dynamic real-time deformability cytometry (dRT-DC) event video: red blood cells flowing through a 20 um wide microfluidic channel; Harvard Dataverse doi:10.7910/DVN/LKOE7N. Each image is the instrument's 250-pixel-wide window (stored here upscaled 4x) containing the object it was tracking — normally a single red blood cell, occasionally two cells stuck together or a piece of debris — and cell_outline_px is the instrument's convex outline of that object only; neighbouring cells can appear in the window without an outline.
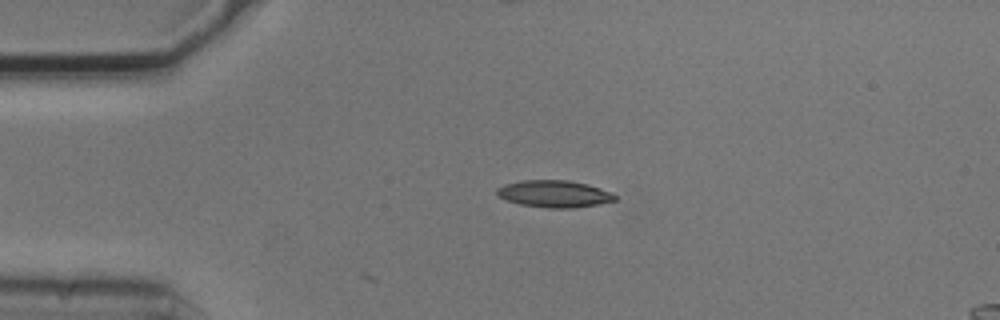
{"species": "common noctule bat (a hibernating species)", "species_latin": "Nyctalus noctula", "temperature_condition": "cold", "stored_images_in_passage": 3, "camera_frame_rate_fps": 3000, "um_per_image_px": 0.085, "animal": {"sex": "male", "body_mass_g": 20.5, "forearm_length_mm": 52.5}, "frame": {"image": 1, "passage_image": 3, "time_ms": 0.667, "image_size_px": [1000, 320], "cell_outline_px": [[616, 200], [600, 204], [572, 208], [548, 208], [520, 204], [496, 196], [496, 188], [504, 184], [520, 180], [568, 180], [588, 184], [600, 188], [616, 196]], "centroid_in_image_um": [47.07, 16.47], "position_along_channel_um": 37.9, "area_um2": 18.61}}